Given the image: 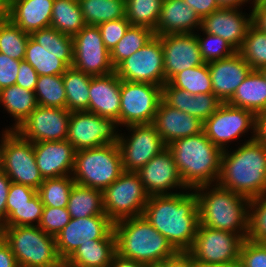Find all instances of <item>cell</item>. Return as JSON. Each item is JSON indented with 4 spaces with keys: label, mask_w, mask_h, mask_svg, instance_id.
Instances as JSON below:
<instances>
[{
    "label": "cell",
    "mask_w": 266,
    "mask_h": 267,
    "mask_svg": "<svg viewBox=\"0 0 266 267\" xmlns=\"http://www.w3.org/2000/svg\"><path fill=\"white\" fill-rule=\"evenodd\" d=\"M118 127L117 122L113 119L87 111H72L70 112L67 141L75 151L118 144V132H122L118 131Z\"/></svg>",
    "instance_id": "obj_13"
},
{
    "label": "cell",
    "mask_w": 266,
    "mask_h": 267,
    "mask_svg": "<svg viewBox=\"0 0 266 267\" xmlns=\"http://www.w3.org/2000/svg\"><path fill=\"white\" fill-rule=\"evenodd\" d=\"M153 124L164 143L169 145L176 139L199 134L204 122L161 100Z\"/></svg>",
    "instance_id": "obj_25"
},
{
    "label": "cell",
    "mask_w": 266,
    "mask_h": 267,
    "mask_svg": "<svg viewBox=\"0 0 266 267\" xmlns=\"http://www.w3.org/2000/svg\"><path fill=\"white\" fill-rule=\"evenodd\" d=\"M152 29L130 25L122 39L110 51V60L115 69L123 60L146 45L154 36Z\"/></svg>",
    "instance_id": "obj_36"
},
{
    "label": "cell",
    "mask_w": 266,
    "mask_h": 267,
    "mask_svg": "<svg viewBox=\"0 0 266 267\" xmlns=\"http://www.w3.org/2000/svg\"><path fill=\"white\" fill-rule=\"evenodd\" d=\"M91 77L92 75L72 66L68 67L62 75L66 91V109L69 112L88 110Z\"/></svg>",
    "instance_id": "obj_32"
},
{
    "label": "cell",
    "mask_w": 266,
    "mask_h": 267,
    "mask_svg": "<svg viewBox=\"0 0 266 267\" xmlns=\"http://www.w3.org/2000/svg\"><path fill=\"white\" fill-rule=\"evenodd\" d=\"M67 209L71 218L106 215L103 207V191L75 183L69 195Z\"/></svg>",
    "instance_id": "obj_31"
},
{
    "label": "cell",
    "mask_w": 266,
    "mask_h": 267,
    "mask_svg": "<svg viewBox=\"0 0 266 267\" xmlns=\"http://www.w3.org/2000/svg\"><path fill=\"white\" fill-rule=\"evenodd\" d=\"M64 267H110V265H104V266L64 265Z\"/></svg>",
    "instance_id": "obj_65"
},
{
    "label": "cell",
    "mask_w": 266,
    "mask_h": 267,
    "mask_svg": "<svg viewBox=\"0 0 266 267\" xmlns=\"http://www.w3.org/2000/svg\"><path fill=\"white\" fill-rule=\"evenodd\" d=\"M200 28L201 19L184 0H163L154 30L156 36L195 33Z\"/></svg>",
    "instance_id": "obj_26"
},
{
    "label": "cell",
    "mask_w": 266,
    "mask_h": 267,
    "mask_svg": "<svg viewBox=\"0 0 266 267\" xmlns=\"http://www.w3.org/2000/svg\"><path fill=\"white\" fill-rule=\"evenodd\" d=\"M30 34L22 31L10 20L0 24V53L23 61Z\"/></svg>",
    "instance_id": "obj_42"
},
{
    "label": "cell",
    "mask_w": 266,
    "mask_h": 267,
    "mask_svg": "<svg viewBox=\"0 0 266 267\" xmlns=\"http://www.w3.org/2000/svg\"><path fill=\"white\" fill-rule=\"evenodd\" d=\"M165 267H195V262L186 253H179L175 258L166 261Z\"/></svg>",
    "instance_id": "obj_59"
},
{
    "label": "cell",
    "mask_w": 266,
    "mask_h": 267,
    "mask_svg": "<svg viewBox=\"0 0 266 267\" xmlns=\"http://www.w3.org/2000/svg\"><path fill=\"white\" fill-rule=\"evenodd\" d=\"M250 8L252 11V24L266 33V2L253 4Z\"/></svg>",
    "instance_id": "obj_57"
},
{
    "label": "cell",
    "mask_w": 266,
    "mask_h": 267,
    "mask_svg": "<svg viewBox=\"0 0 266 267\" xmlns=\"http://www.w3.org/2000/svg\"><path fill=\"white\" fill-rule=\"evenodd\" d=\"M126 19L132 26H143L153 31L160 16L163 0H125Z\"/></svg>",
    "instance_id": "obj_41"
},
{
    "label": "cell",
    "mask_w": 266,
    "mask_h": 267,
    "mask_svg": "<svg viewBox=\"0 0 266 267\" xmlns=\"http://www.w3.org/2000/svg\"><path fill=\"white\" fill-rule=\"evenodd\" d=\"M241 9L220 7L201 20V29L221 37L239 51L252 25V11L248 14Z\"/></svg>",
    "instance_id": "obj_21"
},
{
    "label": "cell",
    "mask_w": 266,
    "mask_h": 267,
    "mask_svg": "<svg viewBox=\"0 0 266 267\" xmlns=\"http://www.w3.org/2000/svg\"><path fill=\"white\" fill-rule=\"evenodd\" d=\"M243 241L237 233L199 224L193 245L186 254L194 262L238 264Z\"/></svg>",
    "instance_id": "obj_12"
},
{
    "label": "cell",
    "mask_w": 266,
    "mask_h": 267,
    "mask_svg": "<svg viewBox=\"0 0 266 267\" xmlns=\"http://www.w3.org/2000/svg\"><path fill=\"white\" fill-rule=\"evenodd\" d=\"M255 138L264 146H266V112L256 115Z\"/></svg>",
    "instance_id": "obj_60"
},
{
    "label": "cell",
    "mask_w": 266,
    "mask_h": 267,
    "mask_svg": "<svg viewBox=\"0 0 266 267\" xmlns=\"http://www.w3.org/2000/svg\"><path fill=\"white\" fill-rule=\"evenodd\" d=\"M0 267H18L16 258L9 245L0 236Z\"/></svg>",
    "instance_id": "obj_58"
},
{
    "label": "cell",
    "mask_w": 266,
    "mask_h": 267,
    "mask_svg": "<svg viewBox=\"0 0 266 267\" xmlns=\"http://www.w3.org/2000/svg\"><path fill=\"white\" fill-rule=\"evenodd\" d=\"M238 52L251 66L252 70H260L265 67L266 33L252 24Z\"/></svg>",
    "instance_id": "obj_43"
},
{
    "label": "cell",
    "mask_w": 266,
    "mask_h": 267,
    "mask_svg": "<svg viewBox=\"0 0 266 267\" xmlns=\"http://www.w3.org/2000/svg\"><path fill=\"white\" fill-rule=\"evenodd\" d=\"M121 79L113 72L104 76H92L87 112L113 119L118 124L120 116Z\"/></svg>",
    "instance_id": "obj_24"
},
{
    "label": "cell",
    "mask_w": 266,
    "mask_h": 267,
    "mask_svg": "<svg viewBox=\"0 0 266 267\" xmlns=\"http://www.w3.org/2000/svg\"><path fill=\"white\" fill-rule=\"evenodd\" d=\"M74 184L72 175L46 178L41 183L37 193L44 206L67 208L69 195Z\"/></svg>",
    "instance_id": "obj_40"
},
{
    "label": "cell",
    "mask_w": 266,
    "mask_h": 267,
    "mask_svg": "<svg viewBox=\"0 0 266 267\" xmlns=\"http://www.w3.org/2000/svg\"><path fill=\"white\" fill-rule=\"evenodd\" d=\"M198 198L199 224L248 237L250 199L220 185L193 189Z\"/></svg>",
    "instance_id": "obj_3"
},
{
    "label": "cell",
    "mask_w": 266,
    "mask_h": 267,
    "mask_svg": "<svg viewBox=\"0 0 266 267\" xmlns=\"http://www.w3.org/2000/svg\"><path fill=\"white\" fill-rule=\"evenodd\" d=\"M1 133L3 172L11 182L38 190L44 178L36 165L33 143L15 130H3Z\"/></svg>",
    "instance_id": "obj_8"
},
{
    "label": "cell",
    "mask_w": 266,
    "mask_h": 267,
    "mask_svg": "<svg viewBox=\"0 0 266 267\" xmlns=\"http://www.w3.org/2000/svg\"><path fill=\"white\" fill-rule=\"evenodd\" d=\"M39 45L51 54L61 55V61L71 67L73 63V39L53 27H46L30 35Z\"/></svg>",
    "instance_id": "obj_37"
},
{
    "label": "cell",
    "mask_w": 266,
    "mask_h": 267,
    "mask_svg": "<svg viewBox=\"0 0 266 267\" xmlns=\"http://www.w3.org/2000/svg\"><path fill=\"white\" fill-rule=\"evenodd\" d=\"M231 106L252 111L255 115L266 112V79L259 70H252L227 102Z\"/></svg>",
    "instance_id": "obj_28"
},
{
    "label": "cell",
    "mask_w": 266,
    "mask_h": 267,
    "mask_svg": "<svg viewBox=\"0 0 266 267\" xmlns=\"http://www.w3.org/2000/svg\"><path fill=\"white\" fill-rule=\"evenodd\" d=\"M123 172L118 144L75 152L72 178L76 184L104 191Z\"/></svg>",
    "instance_id": "obj_7"
},
{
    "label": "cell",
    "mask_w": 266,
    "mask_h": 267,
    "mask_svg": "<svg viewBox=\"0 0 266 267\" xmlns=\"http://www.w3.org/2000/svg\"><path fill=\"white\" fill-rule=\"evenodd\" d=\"M85 26L78 0H54L51 27L73 37Z\"/></svg>",
    "instance_id": "obj_33"
},
{
    "label": "cell",
    "mask_w": 266,
    "mask_h": 267,
    "mask_svg": "<svg viewBox=\"0 0 266 267\" xmlns=\"http://www.w3.org/2000/svg\"><path fill=\"white\" fill-rule=\"evenodd\" d=\"M162 100L169 106L192 115L193 95L169 82L162 86Z\"/></svg>",
    "instance_id": "obj_49"
},
{
    "label": "cell",
    "mask_w": 266,
    "mask_h": 267,
    "mask_svg": "<svg viewBox=\"0 0 266 267\" xmlns=\"http://www.w3.org/2000/svg\"><path fill=\"white\" fill-rule=\"evenodd\" d=\"M44 205L38 193L23 207H12V213L2 226H38Z\"/></svg>",
    "instance_id": "obj_45"
},
{
    "label": "cell",
    "mask_w": 266,
    "mask_h": 267,
    "mask_svg": "<svg viewBox=\"0 0 266 267\" xmlns=\"http://www.w3.org/2000/svg\"><path fill=\"white\" fill-rule=\"evenodd\" d=\"M69 120L67 109L38 105L15 131L32 143L64 141L68 137Z\"/></svg>",
    "instance_id": "obj_17"
},
{
    "label": "cell",
    "mask_w": 266,
    "mask_h": 267,
    "mask_svg": "<svg viewBox=\"0 0 266 267\" xmlns=\"http://www.w3.org/2000/svg\"><path fill=\"white\" fill-rule=\"evenodd\" d=\"M86 25L98 26L126 17L125 0H78Z\"/></svg>",
    "instance_id": "obj_34"
},
{
    "label": "cell",
    "mask_w": 266,
    "mask_h": 267,
    "mask_svg": "<svg viewBox=\"0 0 266 267\" xmlns=\"http://www.w3.org/2000/svg\"><path fill=\"white\" fill-rule=\"evenodd\" d=\"M233 151H222L217 184L253 199L266 194V146L250 137Z\"/></svg>",
    "instance_id": "obj_2"
},
{
    "label": "cell",
    "mask_w": 266,
    "mask_h": 267,
    "mask_svg": "<svg viewBox=\"0 0 266 267\" xmlns=\"http://www.w3.org/2000/svg\"><path fill=\"white\" fill-rule=\"evenodd\" d=\"M54 0H10L9 20L27 34L51 26Z\"/></svg>",
    "instance_id": "obj_27"
},
{
    "label": "cell",
    "mask_w": 266,
    "mask_h": 267,
    "mask_svg": "<svg viewBox=\"0 0 266 267\" xmlns=\"http://www.w3.org/2000/svg\"><path fill=\"white\" fill-rule=\"evenodd\" d=\"M0 104L15 121L5 130H16L38 106L34 91L16 84L0 90Z\"/></svg>",
    "instance_id": "obj_30"
},
{
    "label": "cell",
    "mask_w": 266,
    "mask_h": 267,
    "mask_svg": "<svg viewBox=\"0 0 266 267\" xmlns=\"http://www.w3.org/2000/svg\"><path fill=\"white\" fill-rule=\"evenodd\" d=\"M33 146L44 179L72 175L76 151L67 140L34 142Z\"/></svg>",
    "instance_id": "obj_23"
},
{
    "label": "cell",
    "mask_w": 266,
    "mask_h": 267,
    "mask_svg": "<svg viewBox=\"0 0 266 267\" xmlns=\"http://www.w3.org/2000/svg\"><path fill=\"white\" fill-rule=\"evenodd\" d=\"M37 190L15 182H11L6 201V218L12 213V207H23L28 204Z\"/></svg>",
    "instance_id": "obj_52"
},
{
    "label": "cell",
    "mask_w": 266,
    "mask_h": 267,
    "mask_svg": "<svg viewBox=\"0 0 266 267\" xmlns=\"http://www.w3.org/2000/svg\"><path fill=\"white\" fill-rule=\"evenodd\" d=\"M38 74L26 61L20 62L19 73L15 84L24 89L34 91L37 84Z\"/></svg>",
    "instance_id": "obj_54"
},
{
    "label": "cell",
    "mask_w": 266,
    "mask_h": 267,
    "mask_svg": "<svg viewBox=\"0 0 266 267\" xmlns=\"http://www.w3.org/2000/svg\"><path fill=\"white\" fill-rule=\"evenodd\" d=\"M238 267H266V243L244 239Z\"/></svg>",
    "instance_id": "obj_48"
},
{
    "label": "cell",
    "mask_w": 266,
    "mask_h": 267,
    "mask_svg": "<svg viewBox=\"0 0 266 267\" xmlns=\"http://www.w3.org/2000/svg\"><path fill=\"white\" fill-rule=\"evenodd\" d=\"M195 267H238V264H219L195 262Z\"/></svg>",
    "instance_id": "obj_64"
},
{
    "label": "cell",
    "mask_w": 266,
    "mask_h": 267,
    "mask_svg": "<svg viewBox=\"0 0 266 267\" xmlns=\"http://www.w3.org/2000/svg\"><path fill=\"white\" fill-rule=\"evenodd\" d=\"M169 83L192 95L212 93V81L208 63L195 66L176 74Z\"/></svg>",
    "instance_id": "obj_38"
},
{
    "label": "cell",
    "mask_w": 266,
    "mask_h": 267,
    "mask_svg": "<svg viewBox=\"0 0 266 267\" xmlns=\"http://www.w3.org/2000/svg\"><path fill=\"white\" fill-rule=\"evenodd\" d=\"M144 267H165V263L144 265Z\"/></svg>",
    "instance_id": "obj_66"
},
{
    "label": "cell",
    "mask_w": 266,
    "mask_h": 267,
    "mask_svg": "<svg viewBox=\"0 0 266 267\" xmlns=\"http://www.w3.org/2000/svg\"><path fill=\"white\" fill-rule=\"evenodd\" d=\"M136 173L139 175L144 189L149 196L172 195L183 192V190H189L184 185L174 157L168 148L150 159ZM177 189H180V192H177ZM171 190L176 192H171Z\"/></svg>",
    "instance_id": "obj_19"
},
{
    "label": "cell",
    "mask_w": 266,
    "mask_h": 267,
    "mask_svg": "<svg viewBox=\"0 0 266 267\" xmlns=\"http://www.w3.org/2000/svg\"><path fill=\"white\" fill-rule=\"evenodd\" d=\"M113 230L114 223L107 215L71 218L55 237L58 254L65 262L81 244L105 239Z\"/></svg>",
    "instance_id": "obj_18"
},
{
    "label": "cell",
    "mask_w": 266,
    "mask_h": 267,
    "mask_svg": "<svg viewBox=\"0 0 266 267\" xmlns=\"http://www.w3.org/2000/svg\"><path fill=\"white\" fill-rule=\"evenodd\" d=\"M263 2H266V0H251L249 4L252 6L253 4L263 3Z\"/></svg>",
    "instance_id": "obj_67"
},
{
    "label": "cell",
    "mask_w": 266,
    "mask_h": 267,
    "mask_svg": "<svg viewBox=\"0 0 266 267\" xmlns=\"http://www.w3.org/2000/svg\"><path fill=\"white\" fill-rule=\"evenodd\" d=\"M114 72L123 81L163 86L166 78L161 36L154 35L146 45L123 60Z\"/></svg>",
    "instance_id": "obj_15"
},
{
    "label": "cell",
    "mask_w": 266,
    "mask_h": 267,
    "mask_svg": "<svg viewBox=\"0 0 266 267\" xmlns=\"http://www.w3.org/2000/svg\"><path fill=\"white\" fill-rule=\"evenodd\" d=\"M116 253V236L113 230L105 239H93L91 242L81 244L64 265H110Z\"/></svg>",
    "instance_id": "obj_29"
},
{
    "label": "cell",
    "mask_w": 266,
    "mask_h": 267,
    "mask_svg": "<svg viewBox=\"0 0 266 267\" xmlns=\"http://www.w3.org/2000/svg\"><path fill=\"white\" fill-rule=\"evenodd\" d=\"M166 83L181 71L203 65L195 33L161 36Z\"/></svg>",
    "instance_id": "obj_20"
},
{
    "label": "cell",
    "mask_w": 266,
    "mask_h": 267,
    "mask_svg": "<svg viewBox=\"0 0 266 267\" xmlns=\"http://www.w3.org/2000/svg\"><path fill=\"white\" fill-rule=\"evenodd\" d=\"M167 148L171 151L180 177L188 189L217 183L222 150L208 139L204 131L176 139Z\"/></svg>",
    "instance_id": "obj_4"
},
{
    "label": "cell",
    "mask_w": 266,
    "mask_h": 267,
    "mask_svg": "<svg viewBox=\"0 0 266 267\" xmlns=\"http://www.w3.org/2000/svg\"><path fill=\"white\" fill-rule=\"evenodd\" d=\"M199 31L203 32L200 34ZM199 44L201 57L205 63L225 59L232 56L237 51L224 39L219 36L204 32L201 28L195 32ZM204 36V38L201 36Z\"/></svg>",
    "instance_id": "obj_44"
},
{
    "label": "cell",
    "mask_w": 266,
    "mask_h": 267,
    "mask_svg": "<svg viewBox=\"0 0 266 267\" xmlns=\"http://www.w3.org/2000/svg\"><path fill=\"white\" fill-rule=\"evenodd\" d=\"M120 96L119 127L151 124L162 100V86L121 80Z\"/></svg>",
    "instance_id": "obj_10"
},
{
    "label": "cell",
    "mask_w": 266,
    "mask_h": 267,
    "mask_svg": "<svg viewBox=\"0 0 266 267\" xmlns=\"http://www.w3.org/2000/svg\"><path fill=\"white\" fill-rule=\"evenodd\" d=\"M212 81V93L227 103L238 86L252 71L251 66L237 51L232 56L208 63Z\"/></svg>",
    "instance_id": "obj_22"
},
{
    "label": "cell",
    "mask_w": 266,
    "mask_h": 267,
    "mask_svg": "<svg viewBox=\"0 0 266 267\" xmlns=\"http://www.w3.org/2000/svg\"><path fill=\"white\" fill-rule=\"evenodd\" d=\"M203 131L208 139L222 151L229 149V143L238 140L250 131L256 136V115L244 108L222 103L220 107L204 121ZM246 133V134H245ZM227 147V148H226Z\"/></svg>",
    "instance_id": "obj_11"
},
{
    "label": "cell",
    "mask_w": 266,
    "mask_h": 267,
    "mask_svg": "<svg viewBox=\"0 0 266 267\" xmlns=\"http://www.w3.org/2000/svg\"><path fill=\"white\" fill-rule=\"evenodd\" d=\"M11 181L9 177L4 173H0V227L6 220V201L9 193Z\"/></svg>",
    "instance_id": "obj_56"
},
{
    "label": "cell",
    "mask_w": 266,
    "mask_h": 267,
    "mask_svg": "<svg viewBox=\"0 0 266 267\" xmlns=\"http://www.w3.org/2000/svg\"><path fill=\"white\" fill-rule=\"evenodd\" d=\"M247 238L266 243V194L250 199Z\"/></svg>",
    "instance_id": "obj_46"
},
{
    "label": "cell",
    "mask_w": 266,
    "mask_h": 267,
    "mask_svg": "<svg viewBox=\"0 0 266 267\" xmlns=\"http://www.w3.org/2000/svg\"><path fill=\"white\" fill-rule=\"evenodd\" d=\"M10 0H0V24L9 20Z\"/></svg>",
    "instance_id": "obj_63"
},
{
    "label": "cell",
    "mask_w": 266,
    "mask_h": 267,
    "mask_svg": "<svg viewBox=\"0 0 266 267\" xmlns=\"http://www.w3.org/2000/svg\"><path fill=\"white\" fill-rule=\"evenodd\" d=\"M34 93L39 106L66 109V91L62 75L38 76Z\"/></svg>",
    "instance_id": "obj_39"
},
{
    "label": "cell",
    "mask_w": 266,
    "mask_h": 267,
    "mask_svg": "<svg viewBox=\"0 0 266 267\" xmlns=\"http://www.w3.org/2000/svg\"><path fill=\"white\" fill-rule=\"evenodd\" d=\"M70 219L71 217L67 208L44 206L38 227L46 234L56 237V235L70 222Z\"/></svg>",
    "instance_id": "obj_47"
},
{
    "label": "cell",
    "mask_w": 266,
    "mask_h": 267,
    "mask_svg": "<svg viewBox=\"0 0 266 267\" xmlns=\"http://www.w3.org/2000/svg\"><path fill=\"white\" fill-rule=\"evenodd\" d=\"M184 2L196 12L201 20L220 8L216 0H184Z\"/></svg>",
    "instance_id": "obj_55"
},
{
    "label": "cell",
    "mask_w": 266,
    "mask_h": 267,
    "mask_svg": "<svg viewBox=\"0 0 266 267\" xmlns=\"http://www.w3.org/2000/svg\"><path fill=\"white\" fill-rule=\"evenodd\" d=\"M24 61L34 68L38 76L63 75L68 68L61 61V55L51 54L31 36L26 46Z\"/></svg>",
    "instance_id": "obj_35"
},
{
    "label": "cell",
    "mask_w": 266,
    "mask_h": 267,
    "mask_svg": "<svg viewBox=\"0 0 266 267\" xmlns=\"http://www.w3.org/2000/svg\"><path fill=\"white\" fill-rule=\"evenodd\" d=\"M72 39V67L92 76H104L114 72L110 52L103 43L98 26L86 25Z\"/></svg>",
    "instance_id": "obj_16"
},
{
    "label": "cell",
    "mask_w": 266,
    "mask_h": 267,
    "mask_svg": "<svg viewBox=\"0 0 266 267\" xmlns=\"http://www.w3.org/2000/svg\"><path fill=\"white\" fill-rule=\"evenodd\" d=\"M145 264L121 257L118 253L113 256L110 267H144Z\"/></svg>",
    "instance_id": "obj_61"
},
{
    "label": "cell",
    "mask_w": 266,
    "mask_h": 267,
    "mask_svg": "<svg viewBox=\"0 0 266 267\" xmlns=\"http://www.w3.org/2000/svg\"><path fill=\"white\" fill-rule=\"evenodd\" d=\"M130 22L125 18H120L108 22H103L98 25L103 43L109 52L117 45L122 39L125 32L130 26Z\"/></svg>",
    "instance_id": "obj_50"
},
{
    "label": "cell",
    "mask_w": 266,
    "mask_h": 267,
    "mask_svg": "<svg viewBox=\"0 0 266 267\" xmlns=\"http://www.w3.org/2000/svg\"><path fill=\"white\" fill-rule=\"evenodd\" d=\"M126 133L119 132L118 146L125 172H136L150 159L167 148L153 123L127 126Z\"/></svg>",
    "instance_id": "obj_14"
},
{
    "label": "cell",
    "mask_w": 266,
    "mask_h": 267,
    "mask_svg": "<svg viewBox=\"0 0 266 267\" xmlns=\"http://www.w3.org/2000/svg\"><path fill=\"white\" fill-rule=\"evenodd\" d=\"M222 103L213 93L193 95L192 116L204 122Z\"/></svg>",
    "instance_id": "obj_51"
},
{
    "label": "cell",
    "mask_w": 266,
    "mask_h": 267,
    "mask_svg": "<svg viewBox=\"0 0 266 267\" xmlns=\"http://www.w3.org/2000/svg\"><path fill=\"white\" fill-rule=\"evenodd\" d=\"M148 198L139 175L124 171L103 191L104 212L113 223L141 216Z\"/></svg>",
    "instance_id": "obj_9"
},
{
    "label": "cell",
    "mask_w": 266,
    "mask_h": 267,
    "mask_svg": "<svg viewBox=\"0 0 266 267\" xmlns=\"http://www.w3.org/2000/svg\"><path fill=\"white\" fill-rule=\"evenodd\" d=\"M251 0H216L217 4L221 8H242L246 3H249Z\"/></svg>",
    "instance_id": "obj_62"
},
{
    "label": "cell",
    "mask_w": 266,
    "mask_h": 267,
    "mask_svg": "<svg viewBox=\"0 0 266 267\" xmlns=\"http://www.w3.org/2000/svg\"><path fill=\"white\" fill-rule=\"evenodd\" d=\"M143 216L178 253L190 250L199 226L198 198L194 190L149 196Z\"/></svg>",
    "instance_id": "obj_1"
},
{
    "label": "cell",
    "mask_w": 266,
    "mask_h": 267,
    "mask_svg": "<svg viewBox=\"0 0 266 267\" xmlns=\"http://www.w3.org/2000/svg\"><path fill=\"white\" fill-rule=\"evenodd\" d=\"M114 232L121 257L150 265L165 263L179 254L143 215L116 221Z\"/></svg>",
    "instance_id": "obj_5"
},
{
    "label": "cell",
    "mask_w": 266,
    "mask_h": 267,
    "mask_svg": "<svg viewBox=\"0 0 266 267\" xmlns=\"http://www.w3.org/2000/svg\"><path fill=\"white\" fill-rule=\"evenodd\" d=\"M0 236L9 245L20 266L64 267L55 237L38 226H1Z\"/></svg>",
    "instance_id": "obj_6"
},
{
    "label": "cell",
    "mask_w": 266,
    "mask_h": 267,
    "mask_svg": "<svg viewBox=\"0 0 266 267\" xmlns=\"http://www.w3.org/2000/svg\"><path fill=\"white\" fill-rule=\"evenodd\" d=\"M19 60L12 59L0 53V90L5 87L15 85L19 67Z\"/></svg>",
    "instance_id": "obj_53"
},
{
    "label": "cell",
    "mask_w": 266,
    "mask_h": 267,
    "mask_svg": "<svg viewBox=\"0 0 266 267\" xmlns=\"http://www.w3.org/2000/svg\"><path fill=\"white\" fill-rule=\"evenodd\" d=\"M3 172V166H2V151L0 148V173Z\"/></svg>",
    "instance_id": "obj_68"
},
{
    "label": "cell",
    "mask_w": 266,
    "mask_h": 267,
    "mask_svg": "<svg viewBox=\"0 0 266 267\" xmlns=\"http://www.w3.org/2000/svg\"><path fill=\"white\" fill-rule=\"evenodd\" d=\"M259 71L261 72V74H262V75L264 76V78L266 79V66L263 67V68H261Z\"/></svg>",
    "instance_id": "obj_69"
}]
</instances>
